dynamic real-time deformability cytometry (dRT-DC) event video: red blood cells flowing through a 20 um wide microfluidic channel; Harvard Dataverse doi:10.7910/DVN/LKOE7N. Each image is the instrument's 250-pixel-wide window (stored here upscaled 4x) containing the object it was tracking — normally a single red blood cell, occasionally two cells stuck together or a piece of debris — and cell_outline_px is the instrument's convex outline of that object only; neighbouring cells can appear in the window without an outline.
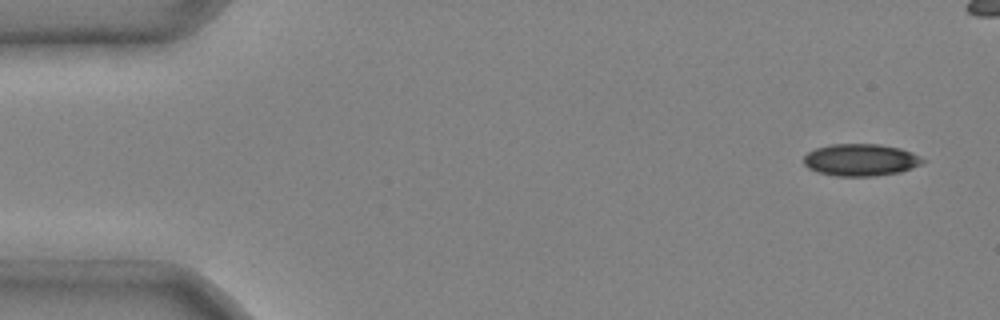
{"species": "common noctule bat (a hibernating species)", "species_latin": "Nyctalus noctula", "temperature_condition": "cold", "stored_images_in_passage": 4, "camera_frame_rate_fps": 3000, "um_per_image_px": 0.085, "animal": {"sex": "male", "body_mass_g": 20.4}, "frame": {"image": 1, "passage_image": 1, "time_ms": 0.0, "image_size_px": [1000, 320], "cell_outline_px": [[928, 160], [912, 168], [900, 172], [876, 176], [836, 176], [816, 172], [808, 168], [804, 164], [804, 156], [808, 152], [816, 148], [832, 144], [880, 144], [900, 148], [912, 152]], "centroid_in_image_um": [73.17, 13.59], "position_along_channel_um": 11.8, "area_um2": 22.43}}